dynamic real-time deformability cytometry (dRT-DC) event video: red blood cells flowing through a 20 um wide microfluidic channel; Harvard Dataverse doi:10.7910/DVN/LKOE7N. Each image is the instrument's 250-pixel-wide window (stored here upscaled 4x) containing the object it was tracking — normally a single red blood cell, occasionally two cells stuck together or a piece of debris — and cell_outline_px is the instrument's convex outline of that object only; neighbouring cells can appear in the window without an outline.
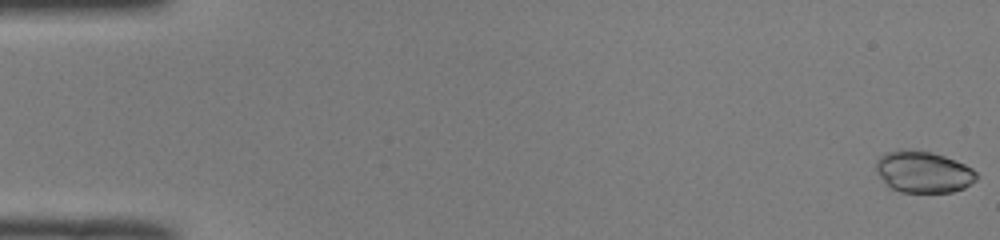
{"species": "common noctule bat (a hibernating species)", "species_latin": "Nyctalus noctula", "temperature_condition": "room temperature", "stored_images_in_passage": 50, "camera_frame_rate_fps": 3000, "um_per_image_px": 0.085, "animal": {"sex": "male", "body_mass_g": 19.0, "forearm_length_mm": 50.8}, "frame": {"image": 1, "passage_image": 1, "time_ms": 0.0, "image_size_px": [1000, 240], "cell_outline_px": [[976, 180], [964, 188], [952, 192], [900, 192], [892, 188], [876, 172], [876, 160], [884, 152], [928, 152], [944, 156], [964, 164], [972, 168], [976, 172]], "centroid_in_image_um": [78.5, 14.65], "position_along_channel_um": 6.5, "area_um2": 23.58}}
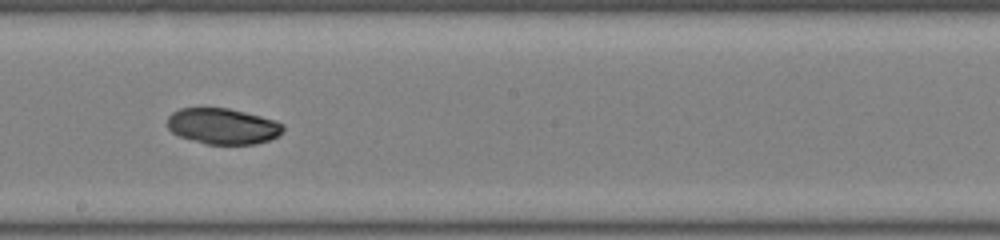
{"frame": {"image": 2, "passage_image": 29, "time_ms": 9.333, "image_size_px": [1000, 240], "cell_outline_px": [[284, 128], [276, 136], [268, 140], [256, 144], [204, 144], [180, 136], [172, 132], [168, 128], [168, 116], [172, 112], [180, 108], [228, 108], [260, 116], [284, 124]], "centroid_in_image_um": [18.9, 10.73], "position_along_channel_um": 229.3, "area_um2": 23.99}}
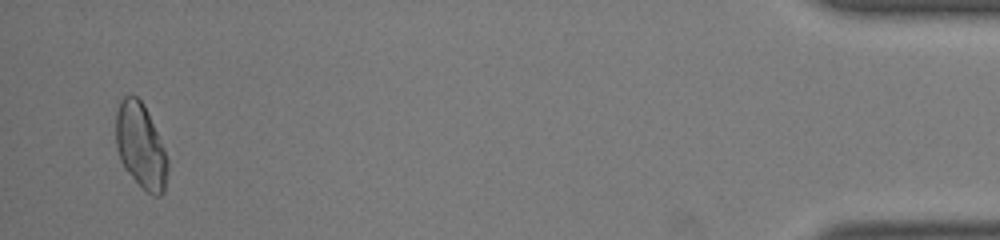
{"frame": {"image": 3, "passage_image": 49, "time_ms": 16.0, "image_size_px": [1000, 240], "cell_outline_px": [[168, 168], [164, 192], [160, 196], [152, 196], [124, 168], [120, 160], [116, 144], [116, 112], [120, 100], [124, 96], [136, 96], [144, 104], [164, 148], [168, 160]], "centroid_in_image_um": [11.96, 12.4], "position_along_channel_um": 423.2, "area_um2": 25.43}}